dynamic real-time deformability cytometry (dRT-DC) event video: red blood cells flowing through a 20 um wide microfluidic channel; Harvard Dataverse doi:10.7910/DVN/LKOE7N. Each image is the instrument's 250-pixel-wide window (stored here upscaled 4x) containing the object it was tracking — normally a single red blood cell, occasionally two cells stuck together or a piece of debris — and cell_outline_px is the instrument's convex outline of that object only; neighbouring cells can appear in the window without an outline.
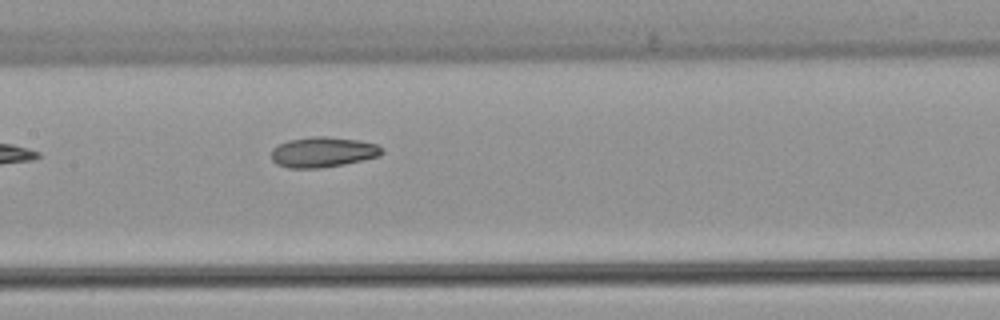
{"species": "common noctule bat (a hibernating species)", "species_latin": "Nyctalus noctula", "temperature_condition": "warm", "stored_images_in_passage": 7, "camera_frame_rate_fps": 3000, "um_per_image_px": 0.085, "animal": {"sex": "female", "body_mass_g": 22.7, "forearm_length_mm": 54.2}, "frame": {"image": 1, "passage_image": 7, "time_ms": 7.667, "image_size_px": [1000, 320], "cell_outline_px": [[384, 152], [380, 156], [364, 160], [344, 164], [320, 168], [288, 168], [276, 164], [272, 160], [272, 148], [288, 140], [312, 136], [328, 136], [360, 140], [376, 144], [384, 148]], "centroid_in_image_um": [27.48, 12.92], "position_along_channel_um": 179.9, "area_um2": 19.77}}